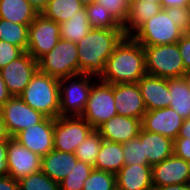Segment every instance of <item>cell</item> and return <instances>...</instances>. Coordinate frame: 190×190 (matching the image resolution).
<instances>
[{"mask_svg": "<svg viewBox=\"0 0 190 190\" xmlns=\"http://www.w3.org/2000/svg\"><path fill=\"white\" fill-rule=\"evenodd\" d=\"M81 2V4L86 7L91 5L92 3L96 2V0H79Z\"/></svg>", "mask_w": 190, "mask_h": 190, "instance_id": "cell-50", "label": "cell"}, {"mask_svg": "<svg viewBox=\"0 0 190 190\" xmlns=\"http://www.w3.org/2000/svg\"><path fill=\"white\" fill-rule=\"evenodd\" d=\"M0 190H19V182L12 177H0Z\"/></svg>", "mask_w": 190, "mask_h": 190, "instance_id": "cell-42", "label": "cell"}, {"mask_svg": "<svg viewBox=\"0 0 190 190\" xmlns=\"http://www.w3.org/2000/svg\"><path fill=\"white\" fill-rule=\"evenodd\" d=\"M144 156L150 166L158 164L174 154V141L156 132L141 129Z\"/></svg>", "mask_w": 190, "mask_h": 190, "instance_id": "cell-21", "label": "cell"}, {"mask_svg": "<svg viewBox=\"0 0 190 190\" xmlns=\"http://www.w3.org/2000/svg\"><path fill=\"white\" fill-rule=\"evenodd\" d=\"M162 9L161 4L158 3L145 0H133L128 5L127 20L122 25L125 36H131L133 30L136 31L146 20L158 14Z\"/></svg>", "mask_w": 190, "mask_h": 190, "instance_id": "cell-23", "label": "cell"}, {"mask_svg": "<svg viewBox=\"0 0 190 190\" xmlns=\"http://www.w3.org/2000/svg\"><path fill=\"white\" fill-rule=\"evenodd\" d=\"M80 77L78 79V77ZM77 78V81H72L65 85L67 81L72 78ZM90 75L79 74L76 76L61 78L59 81V94H60V117L82 116L84 113L90 89ZM69 113V114H68Z\"/></svg>", "mask_w": 190, "mask_h": 190, "instance_id": "cell-7", "label": "cell"}, {"mask_svg": "<svg viewBox=\"0 0 190 190\" xmlns=\"http://www.w3.org/2000/svg\"><path fill=\"white\" fill-rule=\"evenodd\" d=\"M187 0H161L163 9L170 7H186Z\"/></svg>", "mask_w": 190, "mask_h": 190, "instance_id": "cell-44", "label": "cell"}, {"mask_svg": "<svg viewBox=\"0 0 190 190\" xmlns=\"http://www.w3.org/2000/svg\"><path fill=\"white\" fill-rule=\"evenodd\" d=\"M8 139L0 140V177L8 176L9 167L7 161Z\"/></svg>", "mask_w": 190, "mask_h": 190, "instance_id": "cell-41", "label": "cell"}, {"mask_svg": "<svg viewBox=\"0 0 190 190\" xmlns=\"http://www.w3.org/2000/svg\"><path fill=\"white\" fill-rule=\"evenodd\" d=\"M29 25L0 18V40L20 47L24 52L27 51Z\"/></svg>", "mask_w": 190, "mask_h": 190, "instance_id": "cell-29", "label": "cell"}, {"mask_svg": "<svg viewBox=\"0 0 190 190\" xmlns=\"http://www.w3.org/2000/svg\"><path fill=\"white\" fill-rule=\"evenodd\" d=\"M173 152L175 156L190 162V138H176Z\"/></svg>", "mask_w": 190, "mask_h": 190, "instance_id": "cell-39", "label": "cell"}, {"mask_svg": "<svg viewBox=\"0 0 190 190\" xmlns=\"http://www.w3.org/2000/svg\"><path fill=\"white\" fill-rule=\"evenodd\" d=\"M32 7L38 12V14H41L42 11L47 6L49 0H27Z\"/></svg>", "mask_w": 190, "mask_h": 190, "instance_id": "cell-46", "label": "cell"}, {"mask_svg": "<svg viewBox=\"0 0 190 190\" xmlns=\"http://www.w3.org/2000/svg\"><path fill=\"white\" fill-rule=\"evenodd\" d=\"M141 129L142 120L118 114L96 128L103 140L121 144L137 137Z\"/></svg>", "mask_w": 190, "mask_h": 190, "instance_id": "cell-18", "label": "cell"}, {"mask_svg": "<svg viewBox=\"0 0 190 190\" xmlns=\"http://www.w3.org/2000/svg\"><path fill=\"white\" fill-rule=\"evenodd\" d=\"M103 138L96 129H93L85 140L76 148L75 156L78 160L95 166L98 152L101 149Z\"/></svg>", "mask_w": 190, "mask_h": 190, "instance_id": "cell-31", "label": "cell"}, {"mask_svg": "<svg viewBox=\"0 0 190 190\" xmlns=\"http://www.w3.org/2000/svg\"><path fill=\"white\" fill-rule=\"evenodd\" d=\"M96 2L103 5L121 25L126 22L128 4L125 0H96Z\"/></svg>", "mask_w": 190, "mask_h": 190, "instance_id": "cell-36", "label": "cell"}, {"mask_svg": "<svg viewBox=\"0 0 190 190\" xmlns=\"http://www.w3.org/2000/svg\"><path fill=\"white\" fill-rule=\"evenodd\" d=\"M146 74L161 78H178L185 73L178 43L143 46Z\"/></svg>", "mask_w": 190, "mask_h": 190, "instance_id": "cell-4", "label": "cell"}, {"mask_svg": "<svg viewBox=\"0 0 190 190\" xmlns=\"http://www.w3.org/2000/svg\"><path fill=\"white\" fill-rule=\"evenodd\" d=\"M38 70L58 79L79 75L77 44L60 39L49 53L38 60Z\"/></svg>", "mask_w": 190, "mask_h": 190, "instance_id": "cell-5", "label": "cell"}, {"mask_svg": "<svg viewBox=\"0 0 190 190\" xmlns=\"http://www.w3.org/2000/svg\"><path fill=\"white\" fill-rule=\"evenodd\" d=\"M38 12L27 0H0V18L18 24H31Z\"/></svg>", "mask_w": 190, "mask_h": 190, "instance_id": "cell-25", "label": "cell"}, {"mask_svg": "<svg viewBox=\"0 0 190 190\" xmlns=\"http://www.w3.org/2000/svg\"><path fill=\"white\" fill-rule=\"evenodd\" d=\"M145 1H150V2L161 4V0H145Z\"/></svg>", "mask_w": 190, "mask_h": 190, "instance_id": "cell-51", "label": "cell"}, {"mask_svg": "<svg viewBox=\"0 0 190 190\" xmlns=\"http://www.w3.org/2000/svg\"><path fill=\"white\" fill-rule=\"evenodd\" d=\"M116 183L121 190H154L152 166L124 165L116 174Z\"/></svg>", "mask_w": 190, "mask_h": 190, "instance_id": "cell-20", "label": "cell"}, {"mask_svg": "<svg viewBox=\"0 0 190 190\" xmlns=\"http://www.w3.org/2000/svg\"><path fill=\"white\" fill-rule=\"evenodd\" d=\"M83 8L84 6L79 0H49L41 14L61 24L77 15L78 11Z\"/></svg>", "mask_w": 190, "mask_h": 190, "instance_id": "cell-27", "label": "cell"}, {"mask_svg": "<svg viewBox=\"0 0 190 190\" xmlns=\"http://www.w3.org/2000/svg\"><path fill=\"white\" fill-rule=\"evenodd\" d=\"M168 89L171 94V107L183 119L190 118V91L182 77L168 79Z\"/></svg>", "mask_w": 190, "mask_h": 190, "instance_id": "cell-26", "label": "cell"}, {"mask_svg": "<svg viewBox=\"0 0 190 190\" xmlns=\"http://www.w3.org/2000/svg\"><path fill=\"white\" fill-rule=\"evenodd\" d=\"M54 118L46 117L42 122L32 125L13 138L31 152L43 157L54 149Z\"/></svg>", "mask_w": 190, "mask_h": 190, "instance_id": "cell-14", "label": "cell"}, {"mask_svg": "<svg viewBox=\"0 0 190 190\" xmlns=\"http://www.w3.org/2000/svg\"><path fill=\"white\" fill-rule=\"evenodd\" d=\"M9 138H10V135L6 129V125H5L4 120L0 113V140L1 139H9Z\"/></svg>", "mask_w": 190, "mask_h": 190, "instance_id": "cell-48", "label": "cell"}, {"mask_svg": "<svg viewBox=\"0 0 190 190\" xmlns=\"http://www.w3.org/2000/svg\"><path fill=\"white\" fill-rule=\"evenodd\" d=\"M19 190H60L59 183L52 181L43 171L21 178Z\"/></svg>", "mask_w": 190, "mask_h": 190, "instance_id": "cell-33", "label": "cell"}, {"mask_svg": "<svg viewBox=\"0 0 190 190\" xmlns=\"http://www.w3.org/2000/svg\"><path fill=\"white\" fill-rule=\"evenodd\" d=\"M123 166V145L121 143L103 140L94 168L117 174Z\"/></svg>", "mask_w": 190, "mask_h": 190, "instance_id": "cell-24", "label": "cell"}, {"mask_svg": "<svg viewBox=\"0 0 190 190\" xmlns=\"http://www.w3.org/2000/svg\"><path fill=\"white\" fill-rule=\"evenodd\" d=\"M114 101L118 115L142 120L147 111L137 83L114 84Z\"/></svg>", "mask_w": 190, "mask_h": 190, "instance_id": "cell-17", "label": "cell"}, {"mask_svg": "<svg viewBox=\"0 0 190 190\" xmlns=\"http://www.w3.org/2000/svg\"><path fill=\"white\" fill-rule=\"evenodd\" d=\"M172 17L176 26L184 33L190 34V12L186 7H170L164 9Z\"/></svg>", "mask_w": 190, "mask_h": 190, "instance_id": "cell-37", "label": "cell"}, {"mask_svg": "<svg viewBox=\"0 0 190 190\" xmlns=\"http://www.w3.org/2000/svg\"><path fill=\"white\" fill-rule=\"evenodd\" d=\"M94 169L90 164L78 160L77 164L60 183V190H83L85 180Z\"/></svg>", "mask_w": 190, "mask_h": 190, "instance_id": "cell-32", "label": "cell"}, {"mask_svg": "<svg viewBox=\"0 0 190 190\" xmlns=\"http://www.w3.org/2000/svg\"><path fill=\"white\" fill-rule=\"evenodd\" d=\"M78 158L75 153H67L53 149L42 157L41 171L52 181L60 183L73 167L76 166Z\"/></svg>", "mask_w": 190, "mask_h": 190, "instance_id": "cell-22", "label": "cell"}, {"mask_svg": "<svg viewBox=\"0 0 190 190\" xmlns=\"http://www.w3.org/2000/svg\"><path fill=\"white\" fill-rule=\"evenodd\" d=\"M182 78L187 86V89L190 91V71L185 72Z\"/></svg>", "mask_w": 190, "mask_h": 190, "instance_id": "cell-49", "label": "cell"}, {"mask_svg": "<svg viewBox=\"0 0 190 190\" xmlns=\"http://www.w3.org/2000/svg\"><path fill=\"white\" fill-rule=\"evenodd\" d=\"M184 119L171 107L146 111L142 119V128L172 139L177 138Z\"/></svg>", "mask_w": 190, "mask_h": 190, "instance_id": "cell-16", "label": "cell"}, {"mask_svg": "<svg viewBox=\"0 0 190 190\" xmlns=\"http://www.w3.org/2000/svg\"><path fill=\"white\" fill-rule=\"evenodd\" d=\"M155 190H190V182L186 184L165 185Z\"/></svg>", "mask_w": 190, "mask_h": 190, "instance_id": "cell-47", "label": "cell"}, {"mask_svg": "<svg viewBox=\"0 0 190 190\" xmlns=\"http://www.w3.org/2000/svg\"><path fill=\"white\" fill-rule=\"evenodd\" d=\"M177 138H190V118L184 119Z\"/></svg>", "mask_w": 190, "mask_h": 190, "instance_id": "cell-45", "label": "cell"}, {"mask_svg": "<svg viewBox=\"0 0 190 190\" xmlns=\"http://www.w3.org/2000/svg\"><path fill=\"white\" fill-rule=\"evenodd\" d=\"M60 25L38 14L29 25L27 52L38 61L59 42Z\"/></svg>", "mask_w": 190, "mask_h": 190, "instance_id": "cell-10", "label": "cell"}, {"mask_svg": "<svg viewBox=\"0 0 190 190\" xmlns=\"http://www.w3.org/2000/svg\"><path fill=\"white\" fill-rule=\"evenodd\" d=\"M125 1L129 5L133 0H125Z\"/></svg>", "mask_w": 190, "mask_h": 190, "instance_id": "cell-53", "label": "cell"}, {"mask_svg": "<svg viewBox=\"0 0 190 190\" xmlns=\"http://www.w3.org/2000/svg\"><path fill=\"white\" fill-rule=\"evenodd\" d=\"M24 51L13 44L0 40V69L20 57Z\"/></svg>", "mask_w": 190, "mask_h": 190, "instance_id": "cell-38", "label": "cell"}, {"mask_svg": "<svg viewBox=\"0 0 190 190\" xmlns=\"http://www.w3.org/2000/svg\"><path fill=\"white\" fill-rule=\"evenodd\" d=\"M177 43L184 62L185 72L190 71V34H184Z\"/></svg>", "mask_w": 190, "mask_h": 190, "instance_id": "cell-40", "label": "cell"}, {"mask_svg": "<svg viewBox=\"0 0 190 190\" xmlns=\"http://www.w3.org/2000/svg\"><path fill=\"white\" fill-rule=\"evenodd\" d=\"M113 190H121V189L116 186Z\"/></svg>", "mask_w": 190, "mask_h": 190, "instance_id": "cell-54", "label": "cell"}, {"mask_svg": "<svg viewBox=\"0 0 190 190\" xmlns=\"http://www.w3.org/2000/svg\"><path fill=\"white\" fill-rule=\"evenodd\" d=\"M12 97L9 93L7 86L3 80L1 71H0V108Z\"/></svg>", "mask_w": 190, "mask_h": 190, "instance_id": "cell-43", "label": "cell"}, {"mask_svg": "<svg viewBox=\"0 0 190 190\" xmlns=\"http://www.w3.org/2000/svg\"><path fill=\"white\" fill-rule=\"evenodd\" d=\"M116 186V174L94 168L85 180L83 190H113Z\"/></svg>", "mask_w": 190, "mask_h": 190, "instance_id": "cell-34", "label": "cell"}, {"mask_svg": "<svg viewBox=\"0 0 190 190\" xmlns=\"http://www.w3.org/2000/svg\"><path fill=\"white\" fill-rule=\"evenodd\" d=\"M94 128L81 116L60 117L54 119V149L75 153L76 148L85 140Z\"/></svg>", "mask_w": 190, "mask_h": 190, "instance_id": "cell-9", "label": "cell"}, {"mask_svg": "<svg viewBox=\"0 0 190 190\" xmlns=\"http://www.w3.org/2000/svg\"><path fill=\"white\" fill-rule=\"evenodd\" d=\"M135 32L131 36L142 46L176 43L184 35L164 9L146 20Z\"/></svg>", "mask_w": 190, "mask_h": 190, "instance_id": "cell-6", "label": "cell"}, {"mask_svg": "<svg viewBox=\"0 0 190 190\" xmlns=\"http://www.w3.org/2000/svg\"><path fill=\"white\" fill-rule=\"evenodd\" d=\"M190 182V162L174 154L152 166V184L156 188Z\"/></svg>", "mask_w": 190, "mask_h": 190, "instance_id": "cell-15", "label": "cell"}, {"mask_svg": "<svg viewBox=\"0 0 190 190\" xmlns=\"http://www.w3.org/2000/svg\"><path fill=\"white\" fill-rule=\"evenodd\" d=\"M7 161L8 175L19 181L21 178L41 170L42 157L10 137L7 147Z\"/></svg>", "mask_w": 190, "mask_h": 190, "instance_id": "cell-13", "label": "cell"}, {"mask_svg": "<svg viewBox=\"0 0 190 190\" xmlns=\"http://www.w3.org/2000/svg\"><path fill=\"white\" fill-rule=\"evenodd\" d=\"M37 70L38 61L27 51L0 69L3 80L12 97L19 96L25 90Z\"/></svg>", "mask_w": 190, "mask_h": 190, "instance_id": "cell-12", "label": "cell"}, {"mask_svg": "<svg viewBox=\"0 0 190 190\" xmlns=\"http://www.w3.org/2000/svg\"><path fill=\"white\" fill-rule=\"evenodd\" d=\"M60 38L71 42H79L92 29L85 7L78 11L71 19L59 24Z\"/></svg>", "mask_w": 190, "mask_h": 190, "instance_id": "cell-28", "label": "cell"}, {"mask_svg": "<svg viewBox=\"0 0 190 190\" xmlns=\"http://www.w3.org/2000/svg\"><path fill=\"white\" fill-rule=\"evenodd\" d=\"M137 84L147 111L169 107L171 94L167 78L145 74Z\"/></svg>", "mask_w": 190, "mask_h": 190, "instance_id": "cell-19", "label": "cell"}, {"mask_svg": "<svg viewBox=\"0 0 190 190\" xmlns=\"http://www.w3.org/2000/svg\"><path fill=\"white\" fill-rule=\"evenodd\" d=\"M145 74L143 46L132 36H124L105 62L99 80L109 84L137 83Z\"/></svg>", "mask_w": 190, "mask_h": 190, "instance_id": "cell-1", "label": "cell"}, {"mask_svg": "<svg viewBox=\"0 0 190 190\" xmlns=\"http://www.w3.org/2000/svg\"><path fill=\"white\" fill-rule=\"evenodd\" d=\"M122 145L124 165H149L147 158L144 156L143 143H141V130L137 137Z\"/></svg>", "mask_w": 190, "mask_h": 190, "instance_id": "cell-35", "label": "cell"}, {"mask_svg": "<svg viewBox=\"0 0 190 190\" xmlns=\"http://www.w3.org/2000/svg\"><path fill=\"white\" fill-rule=\"evenodd\" d=\"M125 36L123 29L92 28L77 42L79 74L101 76L105 62Z\"/></svg>", "mask_w": 190, "mask_h": 190, "instance_id": "cell-2", "label": "cell"}, {"mask_svg": "<svg viewBox=\"0 0 190 190\" xmlns=\"http://www.w3.org/2000/svg\"><path fill=\"white\" fill-rule=\"evenodd\" d=\"M85 10L92 28L123 29V26L103 5L94 2L86 6Z\"/></svg>", "mask_w": 190, "mask_h": 190, "instance_id": "cell-30", "label": "cell"}, {"mask_svg": "<svg viewBox=\"0 0 190 190\" xmlns=\"http://www.w3.org/2000/svg\"><path fill=\"white\" fill-rule=\"evenodd\" d=\"M59 81L37 70L19 97L34 110L56 119L60 112Z\"/></svg>", "mask_w": 190, "mask_h": 190, "instance_id": "cell-3", "label": "cell"}, {"mask_svg": "<svg viewBox=\"0 0 190 190\" xmlns=\"http://www.w3.org/2000/svg\"><path fill=\"white\" fill-rule=\"evenodd\" d=\"M0 113L10 137L42 122L47 117L28 106L19 96L11 97L0 108Z\"/></svg>", "mask_w": 190, "mask_h": 190, "instance_id": "cell-11", "label": "cell"}, {"mask_svg": "<svg viewBox=\"0 0 190 190\" xmlns=\"http://www.w3.org/2000/svg\"><path fill=\"white\" fill-rule=\"evenodd\" d=\"M186 8L190 12V0H187Z\"/></svg>", "mask_w": 190, "mask_h": 190, "instance_id": "cell-52", "label": "cell"}, {"mask_svg": "<svg viewBox=\"0 0 190 190\" xmlns=\"http://www.w3.org/2000/svg\"><path fill=\"white\" fill-rule=\"evenodd\" d=\"M115 115H117V109L114 101V84L103 81L98 84L94 82L81 117L96 129Z\"/></svg>", "mask_w": 190, "mask_h": 190, "instance_id": "cell-8", "label": "cell"}]
</instances>
